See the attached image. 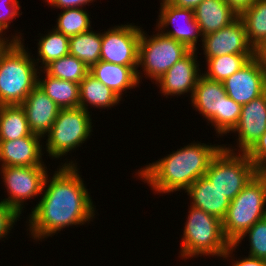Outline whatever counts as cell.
Instances as JSON below:
<instances>
[{
    "instance_id": "cell-1",
    "label": "cell",
    "mask_w": 266,
    "mask_h": 266,
    "mask_svg": "<svg viewBox=\"0 0 266 266\" xmlns=\"http://www.w3.org/2000/svg\"><path fill=\"white\" fill-rule=\"evenodd\" d=\"M60 167L50 182L46 176L42 198L30 214L29 230L34 239L49 237L69 225H83L94 218L95 208L77 165L70 161Z\"/></svg>"
},
{
    "instance_id": "cell-2",
    "label": "cell",
    "mask_w": 266,
    "mask_h": 266,
    "mask_svg": "<svg viewBox=\"0 0 266 266\" xmlns=\"http://www.w3.org/2000/svg\"><path fill=\"white\" fill-rule=\"evenodd\" d=\"M222 148V145L192 143L147 165L138 175L157 193L187 190L205 175L211 160Z\"/></svg>"
},
{
    "instance_id": "cell-3",
    "label": "cell",
    "mask_w": 266,
    "mask_h": 266,
    "mask_svg": "<svg viewBox=\"0 0 266 266\" xmlns=\"http://www.w3.org/2000/svg\"><path fill=\"white\" fill-rule=\"evenodd\" d=\"M24 48L14 41L0 53V106L21 105L38 84L36 61Z\"/></svg>"
},
{
    "instance_id": "cell-4",
    "label": "cell",
    "mask_w": 266,
    "mask_h": 266,
    "mask_svg": "<svg viewBox=\"0 0 266 266\" xmlns=\"http://www.w3.org/2000/svg\"><path fill=\"white\" fill-rule=\"evenodd\" d=\"M182 237L181 256L190 258L202 255L231 257L237 247L224 236L222 221L207 212L190 206Z\"/></svg>"
},
{
    "instance_id": "cell-5",
    "label": "cell",
    "mask_w": 266,
    "mask_h": 266,
    "mask_svg": "<svg viewBox=\"0 0 266 266\" xmlns=\"http://www.w3.org/2000/svg\"><path fill=\"white\" fill-rule=\"evenodd\" d=\"M266 173H257L230 202L222 228L234 244L257 221L266 217Z\"/></svg>"
},
{
    "instance_id": "cell-6",
    "label": "cell",
    "mask_w": 266,
    "mask_h": 266,
    "mask_svg": "<svg viewBox=\"0 0 266 266\" xmlns=\"http://www.w3.org/2000/svg\"><path fill=\"white\" fill-rule=\"evenodd\" d=\"M223 146L205 173L208 181L229 200H233L258 173L246 153H234Z\"/></svg>"
},
{
    "instance_id": "cell-7",
    "label": "cell",
    "mask_w": 266,
    "mask_h": 266,
    "mask_svg": "<svg viewBox=\"0 0 266 266\" xmlns=\"http://www.w3.org/2000/svg\"><path fill=\"white\" fill-rule=\"evenodd\" d=\"M82 108L60 109L47 138L46 151L53 158H60L81 146L92 131L91 116Z\"/></svg>"
},
{
    "instance_id": "cell-8",
    "label": "cell",
    "mask_w": 266,
    "mask_h": 266,
    "mask_svg": "<svg viewBox=\"0 0 266 266\" xmlns=\"http://www.w3.org/2000/svg\"><path fill=\"white\" fill-rule=\"evenodd\" d=\"M145 35L141 30L138 66L143 67L146 76L155 81L191 51L185 44L161 32L151 38Z\"/></svg>"
},
{
    "instance_id": "cell-9",
    "label": "cell",
    "mask_w": 266,
    "mask_h": 266,
    "mask_svg": "<svg viewBox=\"0 0 266 266\" xmlns=\"http://www.w3.org/2000/svg\"><path fill=\"white\" fill-rule=\"evenodd\" d=\"M46 169L45 166L1 167L2 178L10 195L2 201L20 215L25 200L42 194L47 176Z\"/></svg>"
},
{
    "instance_id": "cell-10",
    "label": "cell",
    "mask_w": 266,
    "mask_h": 266,
    "mask_svg": "<svg viewBox=\"0 0 266 266\" xmlns=\"http://www.w3.org/2000/svg\"><path fill=\"white\" fill-rule=\"evenodd\" d=\"M141 30L129 24L115 26L101 34L100 60L130 67L138 66Z\"/></svg>"
},
{
    "instance_id": "cell-11",
    "label": "cell",
    "mask_w": 266,
    "mask_h": 266,
    "mask_svg": "<svg viewBox=\"0 0 266 266\" xmlns=\"http://www.w3.org/2000/svg\"><path fill=\"white\" fill-rule=\"evenodd\" d=\"M226 94L236 103L245 105L266 92V70L258 55L223 82Z\"/></svg>"
},
{
    "instance_id": "cell-12",
    "label": "cell",
    "mask_w": 266,
    "mask_h": 266,
    "mask_svg": "<svg viewBox=\"0 0 266 266\" xmlns=\"http://www.w3.org/2000/svg\"><path fill=\"white\" fill-rule=\"evenodd\" d=\"M206 60L226 54L257 55L249 44L243 21L238 17L229 26L202 37Z\"/></svg>"
},
{
    "instance_id": "cell-13",
    "label": "cell",
    "mask_w": 266,
    "mask_h": 266,
    "mask_svg": "<svg viewBox=\"0 0 266 266\" xmlns=\"http://www.w3.org/2000/svg\"><path fill=\"white\" fill-rule=\"evenodd\" d=\"M159 17L157 25L161 33L185 44L190 50H197L196 44L198 36L201 35L203 37V34L200 26L195 20L193 9L173 6L166 0H162ZM181 18L184 19L186 25L178 24L179 26L177 25L173 30L167 32L163 31L164 27L174 25L175 23L177 24L178 20Z\"/></svg>"
},
{
    "instance_id": "cell-14",
    "label": "cell",
    "mask_w": 266,
    "mask_h": 266,
    "mask_svg": "<svg viewBox=\"0 0 266 266\" xmlns=\"http://www.w3.org/2000/svg\"><path fill=\"white\" fill-rule=\"evenodd\" d=\"M238 133L241 153H247L266 131V92L242 105L241 116L233 132Z\"/></svg>"
},
{
    "instance_id": "cell-15",
    "label": "cell",
    "mask_w": 266,
    "mask_h": 266,
    "mask_svg": "<svg viewBox=\"0 0 266 266\" xmlns=\"http://www.w3.org/2000/svg\"><path fill=\"white\" fill-rule=\"evenodd\" d=\"M196 50H191L156 81L163 95H181L191 92V98L201 73L196 63ZM198 64V65H197Z\"/></svg>"
},
{
    "instance_id": "cell-16",
    "label": "cell",
    "mask_w": 266,
    "mask_h": 266,
    "mask_svg": "<svg viewBox=\"0 0 266 266\" xmlns=\"http://www.w3.org/2000/svg\"><path fill=\"white\" fill-rule=\"evenodd\" d=\"M32 134L40 137L49 133L60 108L36 85L21 104Z\"/></svg>"
},
{
    "instance_id": "cell-17",
    "label": "cell",
    "mask_w": 266,
    "mask_h": 266,
    "mask_svg": "<svg viewBox=\"0 0 266 266\" xmlns=\"http://www.w3.org/2000/svg\"><path fill=\"white\" fill-rule=\"evenodd\" d=\"M226 95L224 85L220 81H214L201 75L195 86L191 102L211 125H214L216 133L221 134V106L222 97Z\"/></svg>"
},
{
    "instance_id": "cell-18",
    "label": "cell",
    "mask_w": 266,
    "mask_h": 266,
    "mask_svg": "<svg viewBox=\"0 0 266 266\" xmlns=\"http://www.w3.org/2000/svg\"><path fill=\"white\" fill-rule=\"evenodd\" d=\"M41 137L31 134L15 140L0 141L1 166H45L42 162Z\"/></svg>"
},
{
    "instance_id": "cell-19",
    "label": "cell",
    "mask_w": 266,
    "mask_h": 266,
    "mask_svg": "<svg viewBox=\"0 0 266 266\" xmlns=\"http://www.w3.org/2000/svg\"><path fill=\"white\" fill-rule=\"evenodd\" d=\"M185 192L193 201L191 206L201 209L221 221L225 218L231 200L213 186L205 176L197 179Z\"/></svg>"
},
{
    "instance_id": "cell-20",
    "label": "cell",
    "mask_w": 266,
    "mask_h": 266,
    "mask_svg": "<svg viewBox=\"0 0 266 266\" xmlns=\"http://www.w3.org/2000/svg\"><path fill=\"white\" fill-rule=\"evenodd\" d=\"M137 68L100 60L90 68L89 72L122 98V92L135 88L139 84L140 72Z\"/></svg>"
},
{
    "instance_id": "cell-21",
    "label": "cell",
    "mask_w": 266,
    "mask_h": 266,
    "mask_svg": "<svg viewBox=\"0 0 266 266\" xmlns=\"http://www.w3.org/2000/svg\"><path fill=\"white\" fill-rule=\"evenodd\" d=\"M203 36L229 26L238 16L224 0H204L194 9Z\"/></svg>"
},
{
    "instance_id": "cell-22",
    "label": "cell",
    "mask_w": 266,
    "mask_h": 266,
    "mask_svg": "<svg viewBox=\"0 0 266 266\" xmlns=\"http://www.w3.org/2000/svg\"><path fill=\"white\" fill-rule=\"evenodd\" d=\"M79 91V107L87 112H89L88 103L97 108H111L121 100L116 93L96 79L90 72L79 83Z\"/></svg>"
},
{
    "instance_id": "cell-23",
    "label": "cell",
    "mask_w": 266,
    "mask_h": 266,
    "mask_svg": "<svg viewBox=\"0 0 266 266\" xmlns=\"http://www.w3.org/2000/svg\"><path fill=\"white\" fill-rule=\"evenodd\" d=\"M38 78V86L60 109L78 108L80 102L79 84L52 77Z\"/></svg>"
},
{
    "instance_id": "cell-24",
    "label": "cell",
    "mask_w": 266,
    "mask_h": 266,
    "mask_svg": "<svg viewBox=\"0 0 266 266\" xmlns=\"http://www.w3.org/2000/svg\"><path fill=\"white\" fill-rule=\"evenodd\" d=\"M239 18L245 25L249 44L257 52L266 44V0H257Z\"/></svg>"
},
{
    "instance_id": "cell-25",
    "label": "cell",
    "mask_w": 266,
    "mask_h": 266,
    "mask_svg": "<svg viewBox=\"0 0 266 266\" xmlns=\"http://www.w3.org/2000/svg\"><path fill=\"white\" fill-rule=\"evenodd\" d=\"M31 134L21 105L0 106V141L15 140Z\"/></svg>"
},
{
    "instance_id": "cell-26",
    "label": "cell",
    "mask_w": 266,
    "mask_h": 266,
    "mask_svg": "<svg viewBox=\"0 0 266 266\" xmlns=\"http://www.w3.org/2000/svg\"><path fill=\"white\" fill-rule=\"evenodd\" d=\"M101 33L92 30L69 37V54L81 60L89 69L100 61Z\"/></svg>"
},
{
    "instance_id": "cell-27",
    "label": "cell",
    "mask_w": 266,
    "mask_h": 266,
    "mask_svg": "<svg viewBox=\"0 0 266 266\" xmlns=\"http://www.w3.org/2000/svg\"><path fill=\"white\" fill-rule=\"evenodd\" d=\"M255 55L226 54L223 56L208 58L207 72L202 73L206 78L223 82L242 68Z\"/></svg>"
},
{
    "instance_id": "cell-28",
    "label": "cell",
    "mask_w": 266,
    "mask_h": 266,
    "mask_svg": "<svg viewBox=\"0 0 266 266\" xmlns=\"http://www.w3.org/2000/svg\"><path fill=\"white\" fill-rule=\"evenodd\" d=\"M43 69L52 77L78 84L90 71L81 60L70 54L50 62Z\"/></svg>"
},
{
    "instance_id": "cell-29",
    "label": "cell",
    "mask_w": 266,
    "mask_h": 266,
    "mask_svg": "<svg viewBox=\"0 0 266 266\" xmlns=\"http://www.w3.org/2000/svg\"><path fill=\"white\" fill-rule=\"evenodd\" d=\"M38 56L43 67L50 62L62 58L69 54V37L57 31H50L44 37L42 36L38 43Z\"/></svg>"
},
{
    "instance_id": "cell-30",
    "label": "cell",
    "mask_w": 266,
    "mask_h": 266,
    "mask_svg": "<svg viewBox=\"0 0 266 266\" xmlns=\"http://www.w3.org/2000/svg\"><path fill=\"white\" fill-rule=\"evenodd\" d=\"M90 23L89 14L83 8L63 9L58 17L56 30L71 37L89 31Z\"/></svg>"
},
{
    "instance_id": "cell-31",
    "label": "cell",
    "mask_w": 266,
    "mask_h": 266,
    "mask_svg": "<svg viewBox=\"0 0 266 266\" xmlns=\"http://www.w3.org/2000/svg\"><path fill=\"white\" fill-rule=\"evenodd\" d=\"M247 234L250 239L249 256L266 260V217L257 221L234 244L238 246Z\"/></svg>"
},
{
    "instance_id": "cell-32",
    "label": "cell",
    "mask_w": 266,
    "mask_h": 266,
    "mask_svg": "<svg viewBox=\"0 0 266 266\" xmlns=\"http://www.w3.org/2000/svg\"><path fill=\"white\" fill-rule=\"evenodd\" d=\"M241 105L227 94L222 97L221 106V135L227 134L237 126L241 116Z\"/></svg>"
},
{
    "instance_id": "cell-33",
    "label": "cell",
    "mask_w": 266,
    "mask_h": 266,
    "mask_svg": "<svg viewBox=\"0 0 266 266\" xmlns=\"http://www.w3.org/2000/svg\"><path fill=\"white\" fill-rule=\"evenodd\" d=\"M246 154L258 173H266V131Z\"/></svg>"
},
{
    "instance_id": "cell-34",
    "label": "cell",
    "mask_w": 266,
    "mask_h": 266,
    "mask_svg": "<svg viewBox=\"0 0 266 266\" xmlns=\"http://www.w3.org/2000/svg\"><path fill=\"white\" fill-rule=\"evenodd\" d=\"M18 0H0V28L4 31L8 29L10 21L20 13Z\"/></svg>"
},
{
    "instance_id": "cell-35",
    "label": "cell",
    "mask_w": 266,
    "mask_h": 266,
    "mask_svg": "<svg viewBox=\"0 0 266 266\" xmlns=\"http://www.w3.org/2000/svg\"><path fill=\"white\" fill-rule=\"evenodd\" d=\"M20 215L3 201L0 202V239L8 235Z\"/></svg>"
},
{
    "instance_id": "cell-36",
    "label": "cell",
    "mask_w": 266,
    "mask_h": 266,
    "mask_svg": "<svg viewBox=\"0 0 266 266\" xmlns=\"http://www.w3.org/2000/svg\"><path fill=\"white\" fill-rule=\"evenodd\" d=\"M94 0H46L50 5L62 8V9H73L79 8L80 6L87 5Z\"/></svg>"
},
{
    "instance_id": "cell-37",
    "label": "cell",
    "mask_w": 266,
    "mask_h": 266,
    "mask_svg": "<svg viewBox=\"0 0 266 266\" xmlns=\"http://www.w3.org/2000/svg\"><path fill=\"white\" fill-rule=\"evenodd\" d=\"M224 1L239 17L245 10L249 9L257 0H224Z\"/></svg>"
},
{
    "instance_id": "cell-38",
    "label": "cell",
    "mask_w": 266,
    "mask_h": 266,
    "mask_svg": "<svg viewBox=\"0 0 266 266\" xmlns=\"http://www.w3.org/2000/svg\"><path fill=\"white\" fill-rule=\"evenodd\" d=\"M232 266H266V260L248 256L245 259L235 261Z\"/></svg>"
},
{
    "instance_id": "cell-39",
    "label": "cell",
    "mask_w": 266,
    "mask_h": 266,
    "mask_svg": "<svg viewBox=\"0 0 266 266\" xmlns=\"http://www.w3.org/2000/svg\"><path fill=\"white\" fill-rule=\"evenodd\" d=\"M166 1L173 6L194 10L204 0H166Z\"/></svg>"
},
{
    "instance_id": "cell-40",
    "label": "cell",
    "mask_w": 266,
    "mask_h": 266,
    "mask_svg": "<svg viewBox=\"0 0 266 266\" xmlns=\"http://www.w3.org/2000/svg\"><path fill=\"white\" fill-rule=\"evenodd\" d=\"M20 39L22 40L21 36L19 37L17 35L12 37L10 41L7 40V38H0V53L7 47V45L11 44L14 41H21Z\"/></svg>"
},
{
    "instance_id": "cell-41",
    "label": "cell",
    "mask_w": 266,
    "mask_h": 266,
    "mask_svg": "<svg viewBox=\"0 0 266 266\" xmlns=\"http://www.w3.org/2000/svg\"><path fill=\"white\" fill-rule=\"evenodd\" d=\"M257 55L262 60V63H263L265 70H266V44L257 51Z\"/></svg>"
},
{
    "instance_id": "cell-42",
    "label": "cell",
    "mask_w": 266,
    "mask_h": 266,
    "mask_svg": "<svg viewBox=\"0 0 266 266\" xmlns=\"http://www.w3.org/2000/svg\"><path fill=\"white\" fill-rule=\"evenodd\" d=\"M2 32H3V30L0 28V38H3V35L1 34Z\"/></svg>"
}]
</instances>
